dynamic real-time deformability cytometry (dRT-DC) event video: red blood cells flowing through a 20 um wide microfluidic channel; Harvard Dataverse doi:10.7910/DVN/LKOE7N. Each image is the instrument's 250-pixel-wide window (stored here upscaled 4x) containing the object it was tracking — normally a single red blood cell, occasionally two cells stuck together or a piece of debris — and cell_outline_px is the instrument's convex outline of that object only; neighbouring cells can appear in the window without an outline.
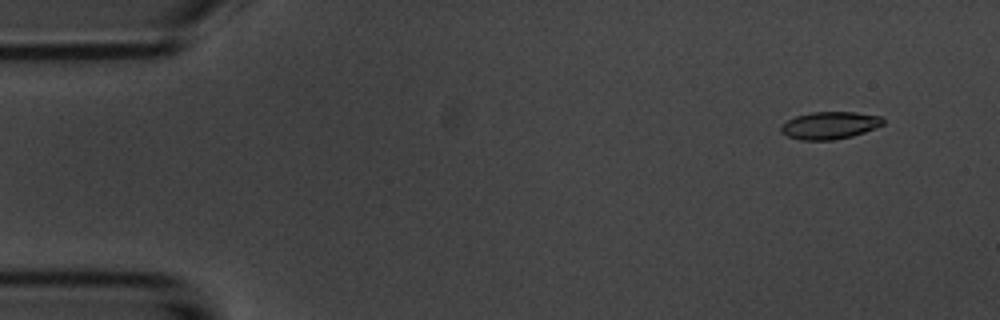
{"species": "common noctule bat (a hibernating species)", "species_latin": "Nyctalus noctula", "temperature_condition": "room temperature", "stored_images_in_passage": 7, "camera_frame_rate_fps": 3000, "um_per_image_px": 0.085, "animal": {"sex": "male", "body_mass_g": 20.1, "forearm_length_mm": 53.5}, "frame": {"image": 1, "passage_image": 7, "time_ms": 7.0, "image_size_px": [1000, 320], "cell_outline_px": [[884, 124], [876, 128], [852, 136], [832, 140], [800, 140], [788, 136], [780, 132], [780, 128], [788, 120], [796, 116], [812, 112], [856, 112], [880, 116], [884, 120]], "centroid_in_image_um": [70.54, 10.66], "position_along_channel_um": 14.5, "area_um2": 16.24}}